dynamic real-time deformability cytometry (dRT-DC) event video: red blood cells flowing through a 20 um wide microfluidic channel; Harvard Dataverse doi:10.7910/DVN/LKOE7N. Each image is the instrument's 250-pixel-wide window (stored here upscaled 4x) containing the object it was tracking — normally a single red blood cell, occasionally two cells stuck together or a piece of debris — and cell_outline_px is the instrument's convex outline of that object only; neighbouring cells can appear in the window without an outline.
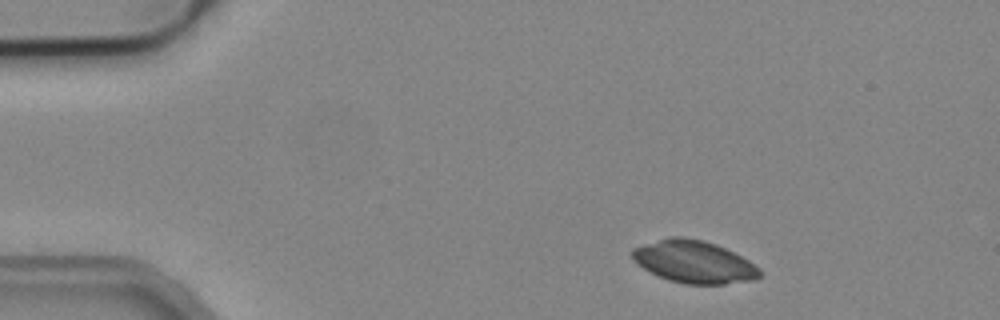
{"species": "common noctule bat (a hibernating species)", "species_latin": "Nyctalus noctula", "temperature_condition": "cold", "stored_images_in_passage": 3, "camera_frame_rate_fps": 3000, "um_per_image_px": 0.085, "animal": {"sex": "male", "body_mass_g": 19.2, "forearm_length_mm": 51.8}, "frame": {"image": 1, "passage_image": 1, "time_ms": 0.0, "image_size_px": [1000, 320], "cell_outline_px": [[764, 272], [760, 276], [752, 280], [724, 284], [684, 284], [668, 280], [636, 264], [632, 260], [632, 248], [668, 236], [684, 236], [704, 240], [716, 244], [748, 260], [760, 268]], "centroid_in_image_um": [58.98, 22.24], "position_along_channel_um": 26.0, "area_um2": 31.62}}